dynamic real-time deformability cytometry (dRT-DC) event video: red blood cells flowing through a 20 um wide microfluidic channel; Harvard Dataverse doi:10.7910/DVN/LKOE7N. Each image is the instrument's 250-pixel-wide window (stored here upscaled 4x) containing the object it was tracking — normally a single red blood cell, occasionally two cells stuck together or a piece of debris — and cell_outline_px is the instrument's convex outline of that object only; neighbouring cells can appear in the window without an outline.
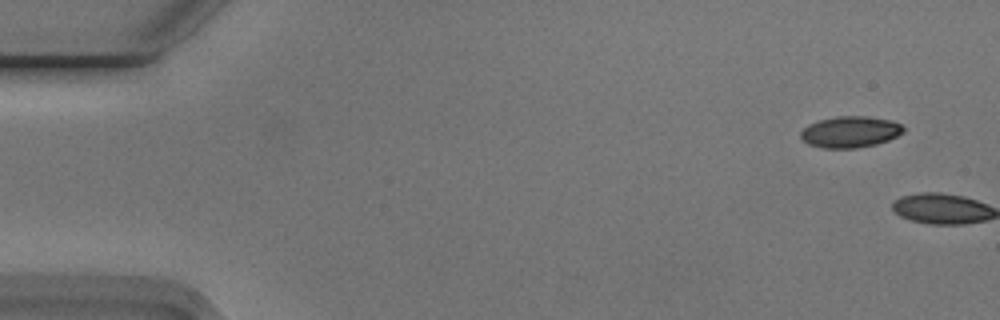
{"species": "Egyptian fruit bat (a non-hibernating species)", "species_latin": "Rousettus aegyptiacus", "temperature_condition": "cold", "stored_images_in_passage": 2, "camera_frame_rate_fps": 3000, "um_per_image_px": 0.085, "animal": {"sex": "male"}, "frame": {"image": 1, "passage_image": 1, "time_ms": 0.0, "image_size_px": [1000, 320], "cell_outline_px": [[904, 132], [888, 140], [876, 144], [856, 148], [824, 148], [808, 144], [800, 136], [800, 132], [808, 124], [820, 120], [836, 116], [864, 116], [892, 120], [900, 124], [904, 128]], "centroid_in_image_um": [72.26, 11.21], "position_along_channel_um": 12.7, "area_um2": 18.67}}